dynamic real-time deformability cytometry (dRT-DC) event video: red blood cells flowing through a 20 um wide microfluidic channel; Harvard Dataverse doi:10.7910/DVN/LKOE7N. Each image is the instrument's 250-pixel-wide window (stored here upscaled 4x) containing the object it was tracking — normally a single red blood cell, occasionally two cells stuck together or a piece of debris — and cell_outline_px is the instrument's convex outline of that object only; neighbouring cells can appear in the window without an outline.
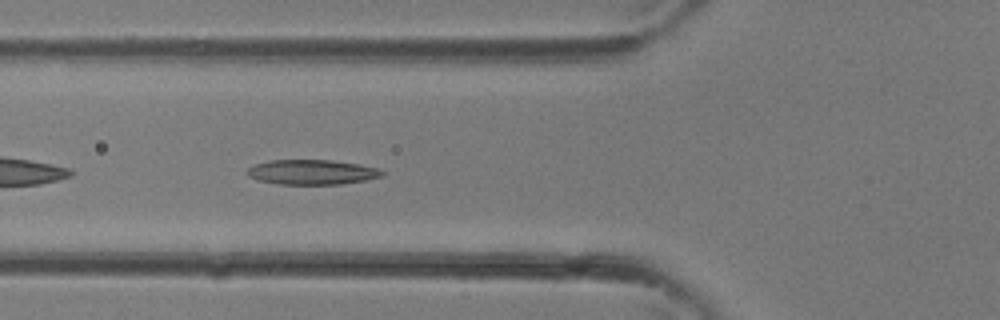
{"species": "common noctule bat (a hibernating species)", "species_latin": "Nyctalus noctula", "temperature_condition": "room temperature", "stored_images_in_passage": 33, "camera_frame_rate_fps": 3000, "um_per_image_px": 0.085, "animal": {"sex": "female"}, "frame": {"image": 1, "passage_image": 12, "time_ms": 3.667, "image_size_px": [1000, 320], "cell_outline_px": [[384, 172], [380, 176], [368, 180], [340, 184], [280, 184], [256, 180], [248, 176], [244, 172], [252, 164], [268, 160], [332, 160], [360, 164], [380, 168]], "centroid_in_image_um": [26.47, 14.62], "position_along_channel_um": 99.3, "area_um2": 19.83}}
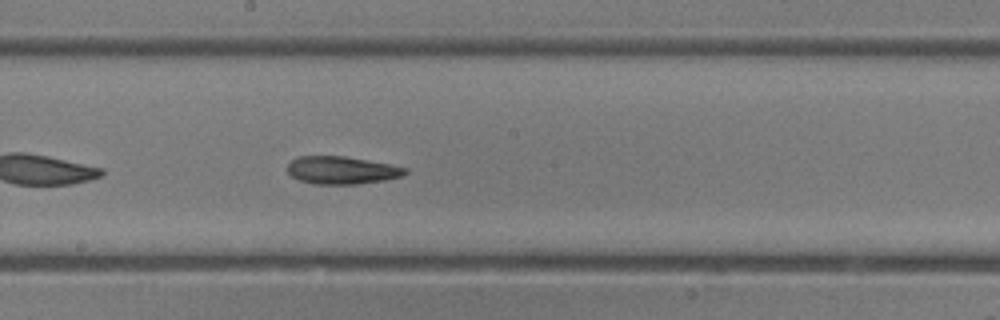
{"frame": {"image": 2, "passage_image": 18, "time_ms": 5.667, "image_size_px": [1000, 320], "cell_outline_px": [[408, 172], [400, 176], [384, 180], [356, 184], [312, 184], [300, 180], [292, 176], [288, 172], [288, 164], [292, 160], [300, 156], [344, 156], [392, 164], [408, 168]], "centroid_in_image_um": [29.06, 14.46], "position_along_channel_um": 219.1, "area_um2": 18.96}}
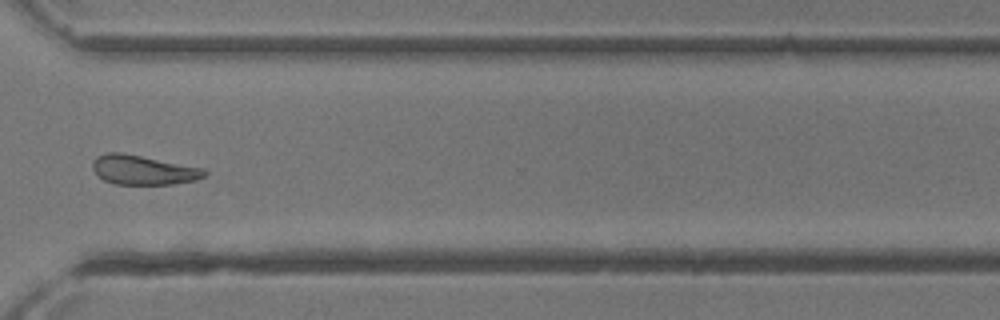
{"frame": {"image": 3, "passage_image": 25, "time_ms": 8.0, "image_size_px": [1000, 320], "cell_outline_px": [[208, 176], [196, 180], [172, 184], [116, 184], [104, 180], [92, 168], [92, 160], [96, 156], [108, 152], [120, 152], [204, 168], [208, 172]], "centroid_in_image_um": [12.2, 14.44], "position_along_channel_um": 358.4, "area_um2": 19.19}}